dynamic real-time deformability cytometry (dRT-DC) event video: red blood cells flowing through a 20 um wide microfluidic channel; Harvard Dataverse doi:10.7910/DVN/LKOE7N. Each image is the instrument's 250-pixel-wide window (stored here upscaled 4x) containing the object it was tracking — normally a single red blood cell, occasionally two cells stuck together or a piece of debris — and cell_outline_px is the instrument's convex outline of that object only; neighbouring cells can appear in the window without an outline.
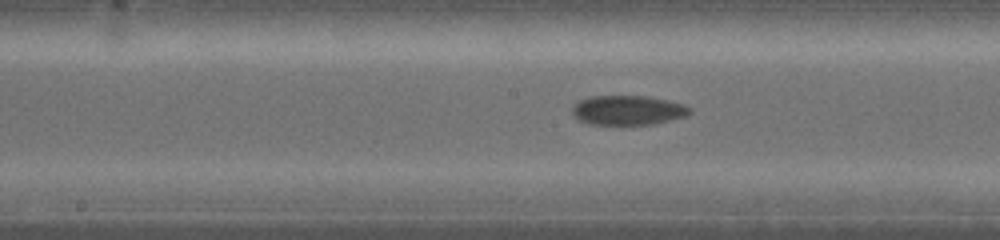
{"species": "common noctule bat (a hibernating species)", "species_latin": "Nyctalus noctula", "temperature_condition": "warm", "stored_images_in_passage": 38, "segment_of_instrument_passage": [2, 2], "camera_frame_rate_fps": 5000, "um_per_image_px": 0.085, "animal": {"sex": "female", "body_mass_g": 19.0, "forearm_length_mm": 53.3}, "frame": {"image": 1, "passage_image": 17, "time_ms": 4.4, "image_size_px": [1000, 240], "cell_outline_px": [[692, 112], [684, 116], [652, 124], [588, 124], [580, 120], [572, 112], [572, 108], [576, 104], [584, 100], [596, 96], [640, 96], [664, 100], [680, 104], [688, 108]], "centroid_in_image_um": [53.34, 9.38], "position_along_channel_um": 194.9, "area_um2": 19.36}}
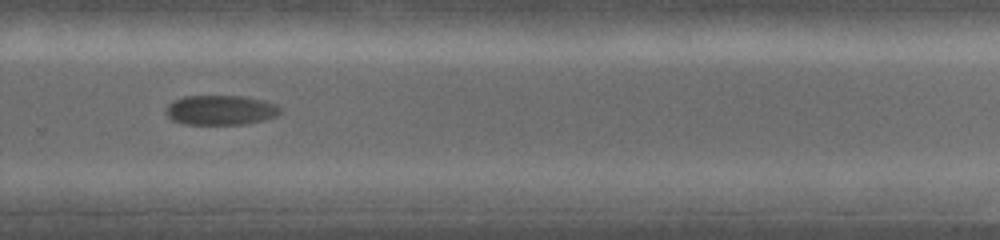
{"frame": {"image": 2, "passage_image": 24, "time_ms": 6.4, "image_size_px": [1000, 240], "cell_outline_px": [[280, 112], [276, 116], [264, 120], [244, 124], [184, 124], [172, 120], [168, 116], [168, 104], [184, 96], [240, 96], [260, 100], [272, 104], [280, 108]], "centroid_in_image_um": [18.74, 9.37], "position_along_channel_um": 311.1, "area_um2": 19.36}}
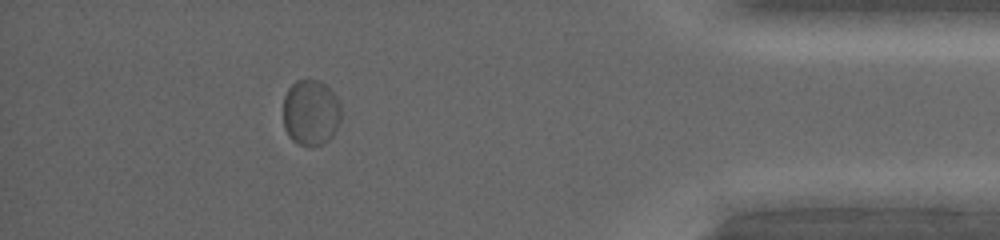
{"frame": {"image": 3, "passage_image": 31, "time_ms": 8.8, "image_size_px": [1000, 240], "cell_outline_px": [[340, 124], [332, 136], [324, 144], [296, 144], [288, 136], [284, 128], [284, 96], [288, 88], [296, 80], [320, 80], [340, 100]], "centroid_in_image_um": [26.42, 9.56], "position_along_channel_um": 408.8, "area_um2": 22.25}}